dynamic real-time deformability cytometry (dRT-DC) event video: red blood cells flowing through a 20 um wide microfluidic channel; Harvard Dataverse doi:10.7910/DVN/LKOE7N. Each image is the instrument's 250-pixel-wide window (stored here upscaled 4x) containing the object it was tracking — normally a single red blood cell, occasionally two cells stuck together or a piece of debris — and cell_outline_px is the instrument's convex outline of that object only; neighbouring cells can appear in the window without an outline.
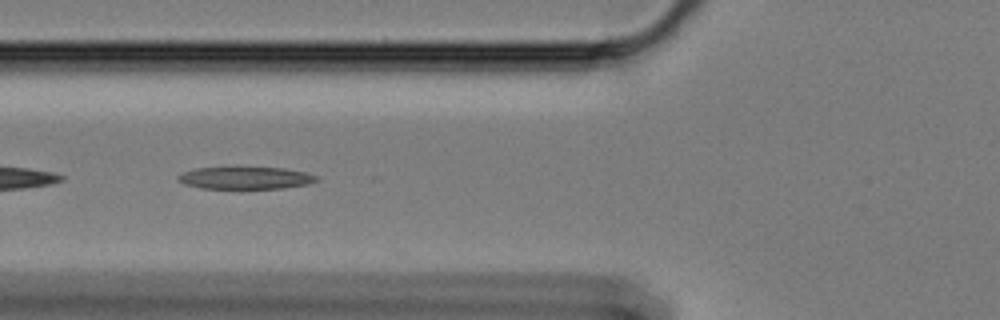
{"species": "Egyptian fruit bat (a non-hibernating species)", "species_latin": "Rousettus aegyptiacus", "temperature_condition": "cold", "stored_images_in_passage": 35, "camera_frame_rate_fps": 3000, "um_per_image_px": 0.085, "animal": {"sex": "female"}, "frame": {"image": 1, "passage_image": 5, "time_ms": 1.333, "image_size_px": [1000, 320], "cell_outline_px": [[320, 180], [308, 184], [284, 188], [200, 188], [184, 184], [176, 180], [176, 176], [184, 172], [196, 168], [236, 164], [284, 168], [304, 172], [316, 176]], "centroid_in_image_um": [20.81, 15.07], "position_along_channel_um": 105.0, "area_um2": 19.02}}
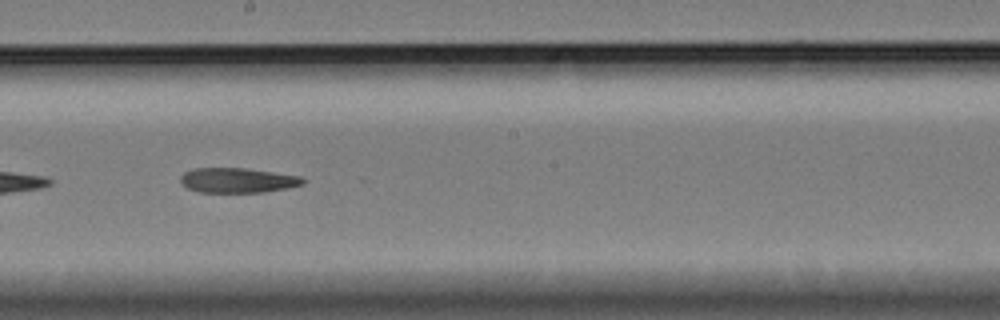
{"frame": {"image": 2, "passage_image": 16, "time_ms": 5.0, "image_size_px": [1000, 320], "cell_outline_px": [[304, 184], [288, 188], [264, 192], [200, 192], [188, 188], [180, 184], [180, 176], [184, 172], [196, 168], [244, 168], [300, 176], [304, 180]], "centroid_in_image_um": [20.17, 15.33], "position_along_channel_um": 228.0, "area_um2": 17.69}}
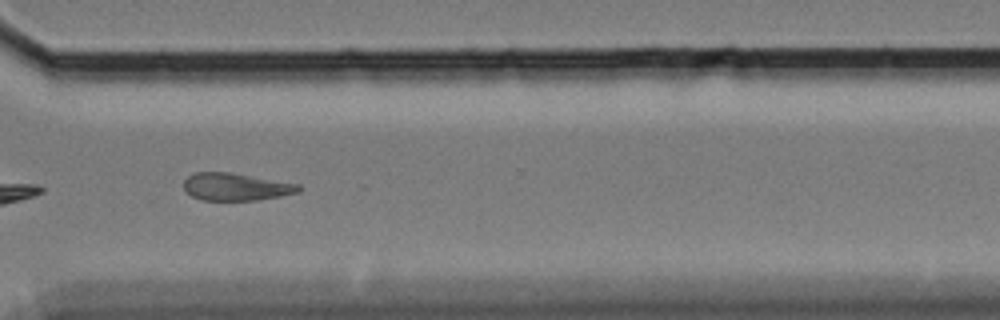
{"frame": {"image": 3, "passage_image": 27, "time_ms": 8.667, "image_size_px": [1000, 320], "cell_outline_px": [[304, 188], [300, 192], [280, 196], [256, 200], [200, 200], [192, 196], [184, 188], [184, 180], [192, 172], [228, 172], [300, 184]], "centroid_in_image_um": [20.07, 15.88], "position_along_channel_um": 350.5, "area_um2": 18.44}}